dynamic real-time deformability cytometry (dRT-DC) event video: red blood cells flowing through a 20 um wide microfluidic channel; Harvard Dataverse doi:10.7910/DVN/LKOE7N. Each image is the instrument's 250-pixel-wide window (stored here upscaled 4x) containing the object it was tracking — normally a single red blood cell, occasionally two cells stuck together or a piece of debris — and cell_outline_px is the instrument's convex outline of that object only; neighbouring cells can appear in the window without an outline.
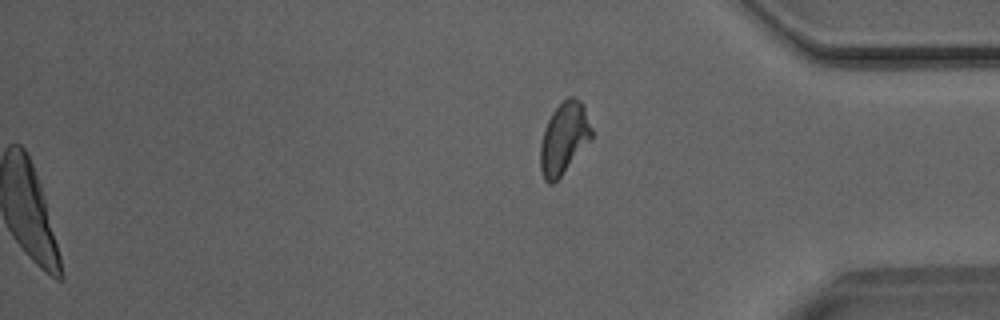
{"species": "Egyptian fruit bat (a non-hibernating species)", "species_latin": "Rousettus aegyptiacus", "temperature_condition": "room temperature", "stored_images_in_passage": 49, "segment_of_instrument_passage": [2, 2], "camera_frame_rate_fps": 3000, "um_per_image_px": 0.085, "animal": {"sex": "male"}, "frame": {"image": 1, "passage_image": 49, "time_ms": 16.0, "image_size_px": [1000, 320], "cell_outline_px": [[592, 140], [560, 176], [552, 184], [548, 184], [544, 180], [540, 168], [540, 144], [548, 120], [552, 112], [568, 96], [572, 96], [580, 100], [584, 104], [592, 128]], "centroid_in_image_um": [47.96, 11.75], "position_along_channel_um": 387.2, "area_um2": 21.44}}